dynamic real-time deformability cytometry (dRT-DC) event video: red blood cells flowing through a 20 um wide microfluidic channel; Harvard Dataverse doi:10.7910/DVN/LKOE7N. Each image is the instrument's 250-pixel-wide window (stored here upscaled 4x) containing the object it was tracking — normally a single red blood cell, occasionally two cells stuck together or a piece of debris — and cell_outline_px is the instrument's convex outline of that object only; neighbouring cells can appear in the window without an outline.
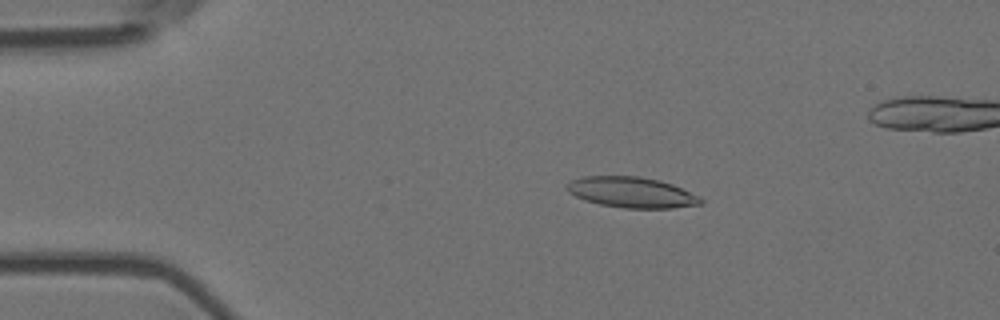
{"species": "Egyptian fruit bat (a non-hibernating species)", "species_latin": "Rousettus aegyptiacus", "temperature_condition": "room temperature", "stored_images_in_passage": 52, "camera_frame_rate_fps": 3000, "um_per_image_px": 0.085, "animal": {"sex": "female"}, "frame": {"image": 1, "passage_image": 11, "time_ms": 3.333, "image_size_px": [1000, 320], "cell_outline_px": [[704, 204], [672, 208], [624, 208], [600, 204], [584, 200], [568, 192], [564, 188], [564, 184], [572, 180], [584, 176], [640, 176], [660, 180], [672, 184], [700, 196], [704, 200]], "centroid_in_image_um": [53.69, 16.35], "position_along_channel_um": 31.3, "area_um2": 24.16}}
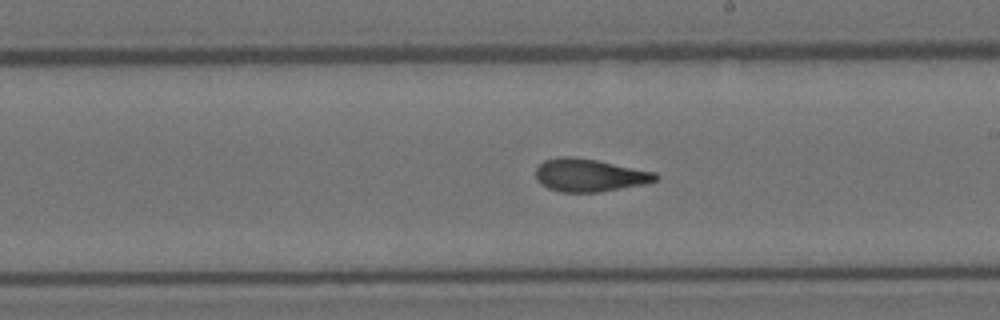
{"frame": {"image": 2, "passage_image": 32, "time_ms": 10.333, "image_size_px": [1000, 320], "cell_outline_px": [[660, 176], [656, 180], [644, 184], [600, 192], [560, 192], [548, 188], [540, 184], [536, 180], [536, 168], [544, 160], [556, 156], [568, 156], [596, 160], [656, 172]], "centroid_in_image_um": [50.08, 14.89], "position_along_channel_um": 238.9, "area_um2": 23.0}}
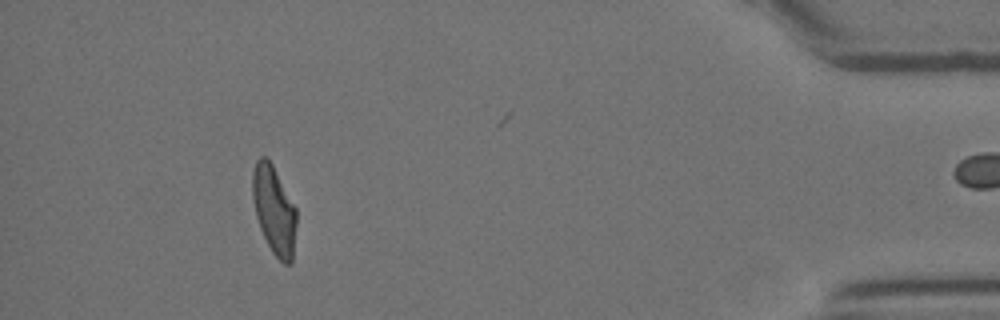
{"frame": {"image": 3, "passage_image": 51, "time_ms": 16.667, "image_size_px": [1000, 320], "cell_outline_px": [[296, 224], [292, 264], [284, 264], [272, 252], [260, 228], [256, 216], [252, 200], [252, 172], [256, 160], [260, 156], [264, 156], [272, 164], [296, 208]], "centroid_in_image_um": [23.28, 17.85], "position_along_channel_um": 411.9, "area_um2": 22.54}, "authors_computed_cell_mechanics": {"area_um2": 23.2934, "velocity_mm_per_s": 3.6835, "shape_relaxation_time_tau1_ms": null, "shape_relaxation_time_tau2_ms": 1.3809, "deformation_change_tau1": null, "deformation_change_tau2": 0.0905}}